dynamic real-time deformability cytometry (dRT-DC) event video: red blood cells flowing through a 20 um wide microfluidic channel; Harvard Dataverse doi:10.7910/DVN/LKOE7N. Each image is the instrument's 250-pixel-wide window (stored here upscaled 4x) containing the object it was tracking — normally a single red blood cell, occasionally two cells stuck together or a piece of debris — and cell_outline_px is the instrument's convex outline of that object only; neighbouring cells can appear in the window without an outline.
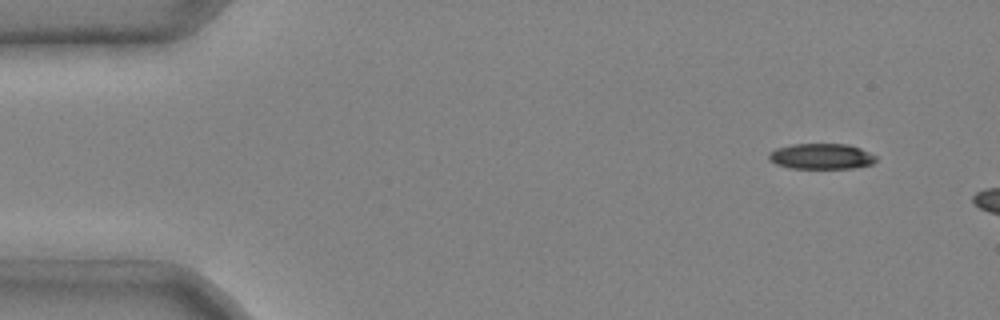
{"species": "common noctule bat (a hibernating species)", "species_latin": "Nyctalus noctula", "temperature_condition": "cold", "stored_images_in_passage": 3, "camera_frame_rate_fps": 3000, "um_per_image_px": 0.085, "animal": {"sex": "male", "body_mass_g": 20.4}, "frame": {"image": 1, "passage_image": 1, "time_ms": 0.0, "image_size_px": [1000, 320], "cell_outline_px": [[876, 160], [872, 164], [852, 168], [788, 168], [776, 164], [768, 160], [768, 152], [776, 148], [792, 144], [848, 144], [860, 148], [876, 156]], "centroid_in_image_um": [69.77, 13.29], "position_along_channel_um": 15.2, "area_um2": 16.07}}